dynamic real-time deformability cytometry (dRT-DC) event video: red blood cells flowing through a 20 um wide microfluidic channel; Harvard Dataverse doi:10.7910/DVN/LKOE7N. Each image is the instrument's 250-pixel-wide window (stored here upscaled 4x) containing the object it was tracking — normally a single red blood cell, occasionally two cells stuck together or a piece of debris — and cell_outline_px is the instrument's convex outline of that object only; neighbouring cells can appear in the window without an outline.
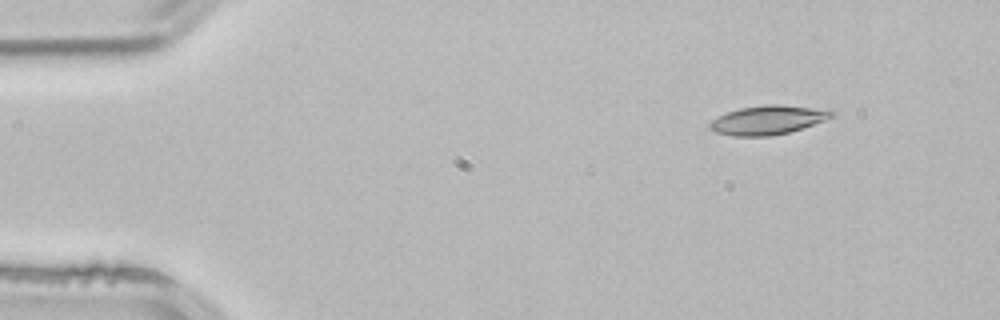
{"species": "common noctule bat (a hibernating species)", "species_latin": "Nyctalus noctula", "temperature_condition": "room temperature", "stored_images_in_passage": 11, "camera_frame_rate_fps": 3000, "um_per_image_px": 0.085, "animal": {"sex": "male", "body_mass_g": 21.5, "forearm_length_mm": 52.0}, "frame": {"image": 1, "passage_image": 1, "time_ms": 0.0, "image_size_px": [1000, 320], "cell_outline_px": [[836, 116], [788, 132], [768, 136], [732, 136], [716, 132], [708, 128], [708, 124], [712, 120], [728, 112], [740, 108], [764, 104], [780, 104], [832, 108], [836, 112]], "centroid_in_image_um": [65.35, 10.17], "position_along_channel_um": 19.7, "area_um2": 20.87}}
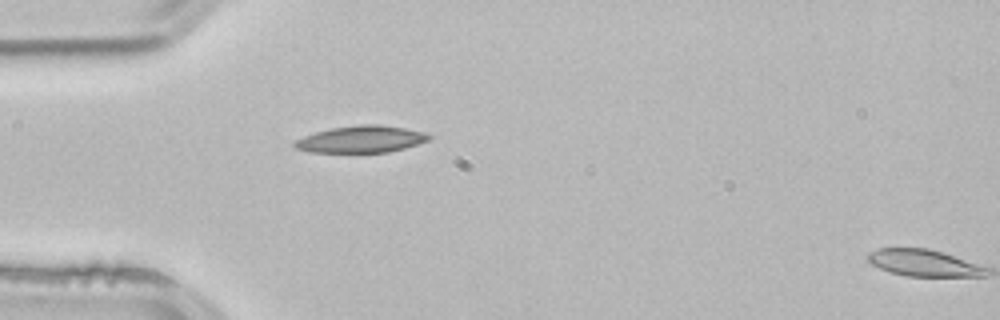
{"frame": {"image": 2, "passage_image": 10, "time_ms": 3.0, "image_size_px": [1000, 320], "cell_outline_px": [[432, 136], [428, 140], [404, 148], [388, 152], [308, 152], [296, 148], [292, 144], [296, 140], [304, 136], [328, 128], [360, 124], [380, 124], [404, 128], [424, 132]], "centroid_in_image_um": [30.67, 11.82], "position_along_channel_um": 54.3, "area_um2": 20.98}}